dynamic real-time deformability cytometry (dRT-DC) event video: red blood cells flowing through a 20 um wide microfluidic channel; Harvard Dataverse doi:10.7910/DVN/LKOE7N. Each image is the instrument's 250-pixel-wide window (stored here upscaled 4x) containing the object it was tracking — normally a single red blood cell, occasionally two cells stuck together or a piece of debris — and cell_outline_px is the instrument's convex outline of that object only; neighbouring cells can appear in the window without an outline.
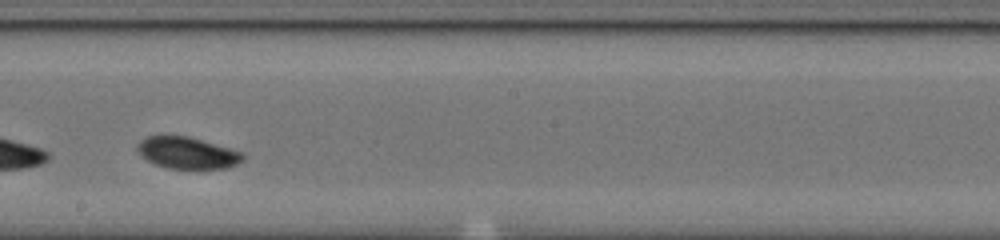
{"species": "common noctule bat (a hibernating species)", "species_latin": "Nyctalus noctula", "temperature_condition": "cold", "stored_images_in_passage": 29, "camera_frame_rate_fps": 3000, "um_per_image_px": 0.085, "animal": {"sex": "male", "body_mass_g": 20.0, "forearm_length_mm": 53.3}, "frame": {"image": 1, "passage_image": 17, "time_ms": 5.333, "image_size_px": [1000, 240], "cell_outline_px": [[244, 160], [228, 168], [168, 168], [156, 164], [148, 160], [136, 148], [136, 144], [140, 140], [148, 136], [188, 136], [244, 152]], "centroid_in_image_um": [15.95, 12.99], "position_along_channel_um": 232.2, "area_um2": 19.25}, "authors_computed_cell_mechanics": {"area_um2": 20.0566, "velocity_mm_per_s": 3.7365, "shape_relaxation_time_tau1_ms": 2.253, "shape_relaxation_time_tau2_ms": 5.5724, "deformation_change_tau1": 0.1155, "deformation_change_tau2": 0.0761}}